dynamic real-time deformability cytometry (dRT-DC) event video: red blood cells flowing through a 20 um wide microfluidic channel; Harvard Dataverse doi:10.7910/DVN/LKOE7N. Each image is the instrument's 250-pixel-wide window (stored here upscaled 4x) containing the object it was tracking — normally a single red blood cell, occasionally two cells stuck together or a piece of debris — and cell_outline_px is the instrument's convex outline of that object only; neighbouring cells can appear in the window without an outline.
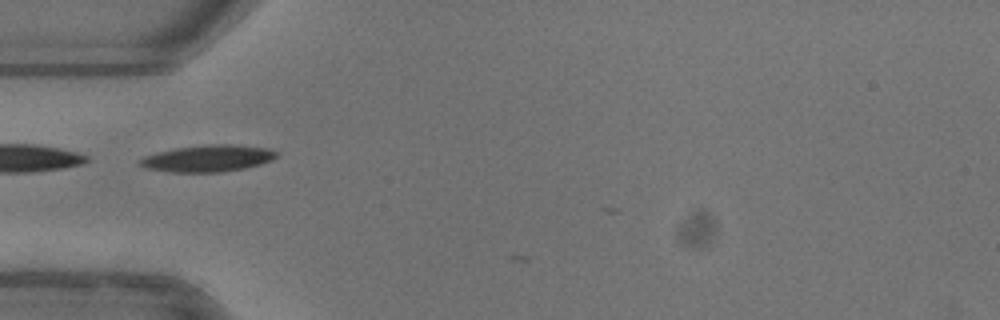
{"species": "common noctule bat (a hibernating species)", "species_latin": "Nyctalus noctula", "temperature_condition": "warm", "stored_images_in_passage": 4, "camera_frame_rate_fps": 3000, "um_per_image_px": 0.085, "animal": {"sex": "female"}, "frame": {"image": 1, "passage_image": 1, "time_ms": 0.0, "image_size_px": [1000, 320], "cell_outline_px": [[280, 156], [272, 160], [260, 164], [244, 168], [224, 172], [168, 172], [144, 168], [136, 164], [136, 160], [144, 156], [156, 152], [176, 148], [208, 144], [232, 144], [268, 148], [280, 152]], "centroid_in_image_um": [17.65, 13.46], "position_along_channel_um": 67.4, "area_um2": 21.73}}